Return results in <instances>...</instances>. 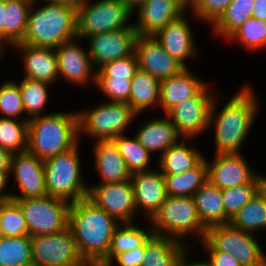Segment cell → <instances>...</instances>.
<instances>
[{"label": "cell", "mask_w": 266, "mask_h": 266, "mask_svg": "<svg viewBox=\"0 0 266 266\" xmlns=\"http://www.w3.org/2000/svg\"><path fill=\"white\" fill-rule=\"evenodd\" d=\"M119 222L88 197L70 205L69 224L78 251L86 263H100L108 253Z\"/></svg>", "instance_id": "cell-1"}, {"label": "cell", "mask_w": 266, "mask_h": 266, "mask_svg": "<svg viewBox=\"0 0 266 266\" xmlns=\"http://www.w3.org/2000/svg\"><path fill=\"white\" fill-rule=\"evenodd\" d=\"M249 86L241 88L215 115L218 99L211 105L209 125L215 123V154H239L240 146L251 129L257 115V100ZM215 116V117H214Z\"/></svg>", "instance_id": "cell-2"}, {"label": "cell", "mask_w": 266, "mask_h": 266, "mask_svg": "<svg viewBox=\"0 0 266 266\" xmlns=\"http://www.w3.org/2000/svg\"><path fill=\"white\" fill-rule=\"evenodd\" d=\"M34 6L33 1L22 44L55 49L77 38V7L46 2L43 7L32 10Z\"/></svg>", "instance_id": "cell-3"}, {"label": "cell", "mask_w": 266, "mask_h": 266, "mask_svg": "<svg viewBox=\"0 0 266 266\" xmlns=\"http://www.w3.org/2000/svg\"><path fill=\"white\" fill-rule=\"evenodd\" d=\"M78 113H50L29 119L27 151L41 160L72 149L79 142Z\"/></svg>", "instance_id": "cell-4"}, {"label": "cell", "mask_w": 266, "mask_h": 266, "mask_svg": "<svg viewBox=\"0 0 266 266\" xmlns=\"http://www.w3.org/2000/svg\"><path fill=\"white\" fill-rule=\"evenodd\" d=\"M78 147L79 142L72 149L43 160L48 195L70 204L87 197L89 189L80 173Z\"/></svg>", "instance_id": "cell-5"}, {"label": "cell", "mask_w": 266, "mask_h": 266, "mask_svg": "<svg viewBox=\"0 0 266 266\" xmlns=\"http://www.w3.org/2000/svg\"><path fill=\"white\" fill-rule=\"evenodd\" d=\"M151 220L153 233L159 236L178 241L188 233L197 234L200 241L205 237L206 228L200 221L193 196H167Z\"/></svg>", "instance_id": "cell-6"}, {"label": "cell", "mask_w": 266, "mask_h": 266, "mask_svg": "<svg viewBox=\"0 0 266 266\" xmlns=\"http://www.w3.org/2000/svg\"><path fill=\"white\" fill-rule=\"evenodd\" d=\"M255 238L230 224L213 225L206 228L202 245L207 251L231 254L242 266H266V256Z\"/></svg>", "instance_id": "cell-7"}, {"label": "cell", "mask_w": 266, "mask_h": 266, "mask_svg": "<svg viewBox=\"0 0 266 266\" xmlns=\"http://www.w3.org/2000/svg\"><path fill=\"white\" fill-rule=\"evenodd\" d=\"M82 0L77 7V38L91 37L119 29H134L127 25L133 11L124 0H98L87 4Z\"/></svg>", "instance_id": "cell-8"}, {"label": "cell", "mask_w": 266, "mask_h": 266, "mask_svg": "<svg viewBox=\"0 0 266 266\" xmlns=\"http://www.w3.org/2000/svg\"><path fill=\"white\" fill-rule=\"evenodd\" d=\"M78 113L79 133L94 136L96 141H108L123 135L133 118L138 116L128 103L106 102L91 111Z\"/></svg>", "instance_id": "cell-9"}, {"label": "cell", "mask_w": 266, "mask_h": 266, "mask_svg": "<svg viewBox=\"0 0 266 266\" xmlns=\"http://www.w3.org/2000/svg\"><path fill=\"white\" fill-rule=\"evenodd\" d=\"M15 201L23 211L29 236L55 234L68 228L69 202L50 195Z\"/></svg>", "instance_id": "cell-10"}, {"label": "cell", "mask_w": 266, "mask_h": 266, "mask_svg": "<svg viewBox=\"0 0 266 266\" xmlns=\"http://www.w3.org/2000/svg\"><path fill=\"white\" fill-rule=\"evenodd\" d=\"M31 251L32 261L40 266H82L86 263L69 227L55 234L31 236Z\"/></svg>", "instance_id": "cell-11"}, {"label": "cell", "mask_w": 266, "mask_h": 266, "mask_svg": "<svg viewBox=\"0 0 266 266\" xmlns=\"http://www.w3.org/2000/svg\"><path fill=\"white\" fill-rule=\"evenodd\" d=\"M207 86L205 84L193 97L178 102L166 113L184 139H192L210 127V109L215 96L208 92Z\"/></svg>", "instance_id": "cell-12"}, {"label": "cell", "mask_w": 266, "mask_h": 266, "mask_svg": "<svg viewBox=\"0 0 266 266\" xmlns=\"http://www.w3.org/2000/svg\"><path fill=\"white\" fill-rule=\"evenodd\" d=\"M87 197L118 222L132 223L137 209L131 180L94 185Z\"/></svg>", "instance_id": "cell-13"}, {"label": "cell", "mask_w": 266, "mask_h": 266, "mask_svg": "<svg viewBox=\"0 0 266 266\" xmlns=\"http://www.w3.org/2000/svg\"><path fill=\"white\" fill-rule=\"evenodd\" d=\"M134 53L139 69L159 81L178 75L186 68L166 52L154 36L137 35Z\"/></svg>", "instance_id": "cell-14"}, {"label": "cell", "mask_w": 266, "mask_h": 266, "mask_svg": "<svg viewBox=\"0 0 266 266\" xmlns=\"http://www.w3.org/2000/svg\"><path fill=\"white\" fill-rule=\"evenodd\" d=\"M11 173L14 174L21 193L11 195V199L20 200L48 195L43 160L34 154L27 150L12 154L9 174Z\"/></svg>", "instance_id": "cell-15"}, {"label": "cell", "mask_w": 266, "mask_h": 266, "mask_svg": "<svg viewBox=\"0 0 266 266\" xmlns=\"http://www.w3.org/2000/svg\"><path fill=\"white\" fill-rule=\"evenodd\" d=\"M135 29H119L87 37L90 42L89 55L96 67L134 53L137 37Z\"/></svg>", "instance_id": "cell-16"}, {"label": "cell", "mask_w": 266, "mask_h": 266, "mask_svg": "<svg viewBox=\"0 0 266 266\" xmlns=\"http://www.w3.org/2000/svg\"><path fill=\"white\" fill-rule=\"evenodd\" d=\"M188 8L179 0H145L138 6V23H132L140 36H154Z\"/></svg>", "instance_id": "cell-17"}, {"label": "cell", "mask_w": 266, "mask_h": 266, "mask_svg": "<svg viewBox=\"0 0 266 266\" xmlns=\"http://www.w3.org/2000/svg\"><path fill=\"white\" fill-rule=\"evenodd\" d=\"M239 154H215L208 165V179L221 190L241 184H257V175Z\"/></svg>", "instance_id": "cell-18"}, {"label": "cell", "mask_w": 266, "mask_h": 266, "mask_svg": "<svg viewBox=\"0 0 266 266\" xmlns=\"http://www.w3.org/2000/svg\"><path fill=\"white\" fill-rule=\"evenodd\" d=\"M76 39L78 38L66 41L55 48L58 74L70 83L82 85L89 80L95 83L96 71H92V59L89 53L76 43Z\"/></svg>", "instance_id": "cell-19"}, {"label": "cell", "mask_w": 266, "mask_h": 266, "mask_svg": "<svg viewBox=\"0 0 266 266\" xmlns=\"http://www.w3.org/2000/svg\"><path fill=\"white\" fill-rule=\"evenodd\" d=\"M130 180L136 209L143 208L151 220L167 197L163 174L156 170L135 172L131 174Z\"/></svg>", "instance_id": "cell-20"}, {"label": "cell", "mask_w": 266, "mask_h": 266, "mask_svg": "<svg viewBox=\"0 0 266 266\" xmlns=\"http://www.w3.org/2000/svg\"><path fill=\"white\" fill-rule=\"evenodd\" d=\"M154 37L166 52L181 62L186 68L188 66L185 65V60L197 54L190 24L183 14L168 23Z\"/></svg>", "instance_id": "cell-21"}, {"label": "cell", "mask_w": 266, "mask_h": 266, "mask_svg": "<svg viewBox=\"0 0 266 266\" xmlns=\"http://www.w3.org/2000/svg\"><path fill=\"white\" fill-rule=\"evenodd\" d=\"M14 48L23 53L25 77L51 84L58 79V63L55 49L34 47L18 43Z\"/></svg>", "instance_id": "cell-22"}, {"label": "cell", "mask_w": 266, "mask_h": 266, "mask_svg": "<svg viewBox=\"0 0 266 266\" xmlns=\"http://www.w3.org/2000/svg\"><path fill=\"white\" fill-rule=\"evenodd\" d=\"M94 146L95 167L102 178L101 184L130 180L131 173L112 140L96 141Z\"/></svg>", "instance_id": "cell-23"}, {"label": "cell", "mask_w": 266, "mask_h": 266, "mask_svg": "<svg viewBox=\"0 0 266 266\" xmlns=\"http://www.w3.org/2000/svg\"><path fill=\"white\" fill-rule=\"evenodd\" d=\"M196 209L202 225L229 224L230 218L225 214L221 189L209 179L194 193Z\"/></svg>", "instance_id": "cell-24"}, {"label": "cell", "mask_w": 266, "mask_h": 266, "mask_svg": "<svg viewBox=\"0 0 266 266\" xmlns=\"http://www.w3.org/2000/svg\"><path fill=\"white\" fill-rule=\"evenodd\" d=\"M206 83L185 68L180 74L160 81V103L165 114L178 102L193 97Z\"/></svg>", "instance_id": "cell-25"}, {"label": "cell", "mask_w": 266, "mask_h": 266, "mask_svg": "<svg viewBox=\"0 0 266 266\" xmlns=\"http://www.w3.org/2000/svg\"><path fill=\"white\" fill-rule=\"evenodd\" d=\"M180 135L175 125L166 116V118L153 119L145 126H141L135 137L138 142L150 153L155 151H166L170 146L178 143Z\"/></svg>", "instance_id": "cell-26"}, {"label": "cell", "mask_w": 266, "mask_h": 266, "mask_svg": "<svg viewBox=\"0 0 266 266\" xmlns=\"http://www.w3.org/2000/svg\"><path fill=\"white\" fill-rule=\"evenodd\" d=\"M176 239L153 234L146 242L141 266H178L187 247Z\"/></svg>", "instance_id": "cell-27"}, {"label": "cell", "mask_w": 266, "mask_h": 266, "mask_svg": "<svg viewBox=\"0 0 266 266\" xmlns=\"http://www.w3.org/2000/svg\"><path fill=\"white\" fill-rule=\"evenodd\" d=\"M170 146L159 157V166L163 175H180L195 167L204 157L195 148H189L186 141ZM185 141V142H184Z\"/></svg>", "instance_id": "cell-28"}, {"label": "cell", "mask_w": 266, "mask_h": 266, "mask_svg": "<svg viewBox=\"0 0 266 266\" xmlns=\"http://www.w3.org/2000/svg\"><path fill=\"white\" fill-rule=\"evenodd\" d=\"M152 228L145 232L142 228L135 227L132 223H124L115 229L110 241L107 256L99 263L101 266H111L114 257L122 252L130 251L143 246L153 235Z\"/></svg>", "instance_id": "cell-29"}, {"label": "cell", "mask_w": 266, "mask_h": 266, "mask_svg": "<svg viewBox=\"0 0 266 266\" xmlns=\"http://www.w3.org/2000/svg\"><path fill=\"white\" fill-rule=\"evenodd\" d=\"M159 103L160 81L148 72L138 69L131 80L129 105L139 115L147 107H157Z\"/></svg>", "instance_id": "cell-30"}, {"label": "cell", "mask_w": 266, "mask_h": 266, "mask_svg": "<svg viewBox=\"0 0 266 266\" xmlns=\"http://www.w3.org/2000/svg\"><path fill=\"white\" fill-rule=\"evenodd\" d=\"M167 196L191 197L208 180V165L203 158L195 167L180 175H163Z\"/></svg>", "instance_id": "cell-31"}, {"label": "cell", "mask_w": 266, "mask_h": 266, "mask_svg": "<svg viewBox=\"0 0 266 266\" xmlns=\"http://www.w3.org/2000/svg\"><path fill=\"white\" fill-rule=\"evenodd\" d=\"M34 0H5L4 42L11 46L25 37L28 14Z\"/></svg>", "instance_id": "cell-32"}, {"label": "cell", "mask_w": 266, "mask_h": 266, "mask_svg": "<svg viewBox=\"0 0 266 266\" xmlns=\"http://www.w3.org/2000/svg\"><path fill=\"white\" fill-rule=\"evenodd\" d=\"M255 0H232L224 13L213 24L214 32L225 39L252 16Z\"/></svg>", "instance_id": "cell-33"}, {"label": "cell", "mask_w": 266, "mask_h": 266, "mask_svg": "<svg viewBox=\"0 0 266 266\" xmlns=\"http://www.w3.org/2000/svg\"><path fill=\"white\" fill-rule=\"evenodd\" d=\"M234 228L253 233V230L266 229V204L256 193L229 221Z\"/></svg>", "instance_id": "cell-34"}, {"label": "cell", "mask_w": 266, "mask_h": 266, "mask_svg": "<svg viewBox=\"0 0 266 266\" xmlns=\"http://www.w3.org/2000/svg\"><path fill=\"white\" fill-rule=\"evenodd\" d=\"M20 120L0 116V147L11 154L27 150L29 118Z\"/></svg>", "instance_id": "cell-35"}, {"label": "cell", "mask_w": 266, "mask_h": 266, "mask_svg": "<svg viewBox=\"0 0 266 266\" xmlns=\"http://www.w3.org/2000/svg\"><path fill=\"white\" fill-rule=\"evenodd\" d=\"M31 261V236H0V266H22Z\"/></svg>", "instance_id": "cell-36"}, {"label": "cell", "mask_w": 266, "mask_h": 266, "mask_svg": "<svg viewBox=\"0 0 266 266\" xmlns=\"http://www.w3.org/2000/svg\"><path fill=\"white\" fill-rule=\"evenodd\" d=\"M112 141L117 146L119 154L131 174L151 170L148 168L151 154L138 142L135 136L130 139L120 135Z\"/></svg>", "instance_id": "cell-37"}, {"label": "cell", "mask_w": 266, "mask_h": 266, "mask_svg": "<svg viewBox=\"0 0 266 266\" xmlns=\"http://www.w3.org/2000/svg\"><path fill=\"white\" fill-rule=\"evenodd\" d=\"M48 85L50 84L26 77L19 84L24 110L29 115V119L39 116V113L45 108L48 98Z\"/></svg>", "instance_id": "cell-38"}, {"label": "cell", "mask_w": 266, "mask_h": 266, "mask_svg": "<svg viewBox=\"0 0 266 266\" xmlns=\"http://www.w3.org/2000/svg\"><path fill=\"white\" fill-rule=\"evenodd\" d=\"M23 235H29L23 211L15 200H4L0 206V236Z\"/></svg>", "instance_id": "cell-39"}, {"label": "cell", "mask_w": 266, "mask_h": 266, "mask_svg": "<svg viewBox=\"0 0 266 266\" xmlns=\"http://www.w3.org/2000/svg\"><path fill=\"white\" fill-rule=\"evenodd\" d=\"M227 39L240 41L248 50L266 47V21L251 16Z\"/></svg>", "instance_id": "cell-40"}, {"label": "cell", "mask_w": 266, "mask_h": 266, "mask_svg": "<svg viewBox=\"0 0 266 266\" xmlns=\"http://www.w3.org/2000/svg\"><path fill=\"white\" fill-rule=\"evenodd\" d=\"M225 214L231 219L257 193V184H241L221 190Z\"/></svg>", "instance_id": "cell-41"}, {"label": "cell", "mask_w": 266, "mask_h": 266, "mask_svg": "<svg viewBox=\"0 0 266 266\" xmlns=\"http://www.w3.org/2000/svg\"><path fill=\"white\" fill-rule=\"evenodd\" d=\"M0 112L6 118L18 119L25 113L19 84L9 81L0 87Z\"/></svg>", "instance_id": "cell-42"}, {"label": "cell", "mask_w": 266, "mask_h": 266, "mask_svg": "<svg viewBox=\"0 0 266 266\" xmlns=\"http://www.w3.org/2000/svg\"><path fill=\"white\" fill-rule=\"evenodd\" d=\"M139 69L135 53L116 59L97 68L96 78H126L133 79Z\"/></svg>", "instance_id": "cell-43"}, {"label": "cell", "mask_w": 266, "mask_h": 266, "mask_svg": "<svg viewBox=\"0 0 266 266\" xmlns=\"http://www.w3.org/2000/svg\"><path fill=\"white\" fill-rule=\"evenodd\" d=\"M131 80L126 78H96L95 83L109 99V102L129 104Z\"/></svg>", "instance_id": "cell-44"}, {"label": "cell", "mask_w": 266, "mask_h": 266, "mask_svg": "<svg viewBox=\"0 0 266 266\" xmlns=\"http://www.w3.org/2000/svg\"><path fill=\"white\" fill-rule=\"evenodd\" d=\"M231 1L232 0H195L190 7H192V10H194L198 18L214 24L224 13Z\"/></svg>", "instance_id": "cell-45"}, {"label": "cell", "mask_w": 266, "mask_h": 266, "mask_svg": "<svg viewBox=\"0 0 266 266\" xmlns=\"http://www.w3.org/2000/svg\"><path fill=\"white\" fill-rule=\"evenodd\" d=\"M145 248L146 243L139 248L119 253L114 258L118 266H141L144 260Z\"/></svg>", "instance_id": "cell-46"}, {"label": "cell", "mask_w": 266, "mask_h": 266, "mask_svg": "<svg viewBox=\"0 0 266 266\" xmlns=\"http://www.w3.org/2000/svg\"><path fill=\"white\" fill-rule=\"evenodd\" d=\"M209 253L210 266H242L231 254L220 251H207Z\"/></svg>", "instance_id": "cell-47"}, {"label": "cell", "mask_w": 266, "mask_h": 266, "mask_svg": "<svg viewBox=\"0 0 266 266\" xmlns=\"http://www.w3.org/2000/svg\"><path fill=\"white\" fill-rule=\"evenodd\" d=\"M252 17L266 21V0H255Z\"/></svg>", "instance_id": "cell-48"}, {"label": "cell", "mask_w": 266, "mask_h": 266, "mask_svg": "<svg viewBox=\"0 0 266 266\" xmlns=\"http://www.w3.org/2000/svg\"><path fill=\"white\" fill-rule=\"evenodd\" d=\"M9 175V169H0V198L4 200L11 199L12 195L8 193H2V191H4L6 188Z\"/></svg>", "instance_id": "cell-49"}, {"label": "cell", "mask_w": 266, "mask_h": 266, "mask_svg": "<svg viewBox=\"0 0 266 266\" xmlns=\"http://www.w3.org/2000/svg\"><path fill=\"white\" fill-rule=\"evenodd\" d=\"M11 156L8 150L0 147V169H10Z\"/></svg>", "instance_id": "cell-50"}, {"label": "cell", "mask_w": 266, "mask_h": 266, "mask_svg": "<svg viewBox=\"0 0 266 266\" xmlns=\"http://www.w3.org/2000/svg\"><path fill=\"white\" fill-rule=\"evenodd\" d=\"M257 193L262 197L266 204V176L257 175Z\"/></svg>", "instance_id": "cell-51"}, {"label": "cell", "mask_w": 266, "mask_h": 266, "mask_svg": "<svg viewBox=\"0 0 266 266\" xmlns=\"http://www.w3.org/2000/svg\"><path fill=\"white\" fill-rule=\"evenodd\" d=\"M5 0H0V39L4 42Z\"/></svg>", "instance_id": "cell-52"}, {"label": "cell", "mask_w": 266, "mask_h": 266, "mask_svg": "<svg viewBox=\"0 0 266 266\" xmlns=\"http://www.w3.org/2000/svg\"><path fill=\"white\" fill-rule=\"evenodd\" d=\"M187 253H184L178 263V266H210L207 261H200V262H188L187 257H185Z\"/></svg>", "instance_id": "cell-53"}, {"label": "cell", "mask_w": 266, "mask_h": 266, "mask_svg": "<svg viewBox=\"0 0 266 266\" xmlns=\"http://www.w3.org/2000/svg\"><path fill=\"white\" fill-rule=\"evenodd\" d=\"M36 1V0H34ZM47 2L61 3L69 6L78 7L82 0H46Z\"/></svg>", "instance_id": "cell-54"}, {"label": "cell", "mask_w": 266, "mask_h": 266, "mask_svg": "<svg viewBox=\"0 0 266 266\" xmlns=\"http://www.w3.org/2000/svg\"><path fill=\"white\" fill-rule=\"evenodd\" d=\"M125 3L129 6V8L134 11V9L143 3L145 0H124ZM135 7V8H134Z\"/></svg>", "instance_id": "cell-55"}, {"label": "cell", "mask_w": 266, "mask_h": 266, "mask_svg": "<svg viewBox=\"0 0 266 266\" xmlns=\"http://www.w3.org/2000/svg\"><path fill=\"white\" fill-rule=\"evenodd\" d=\"M180 2H182L187 8H189V6H191L195 0H179Z\"/></svg>", "instance_id": "cell-56"}, {"label": "cell", "mask_w": 266, "mask_h": 266, "mask_svg": "<svg viewBox=\"0 0 266 266\" xmlns=\"http://www.w3.org/2000/svg\"><path fill=\"white\" fill-rule=\"evenodd\" d=\"M22 266H40V265L37 264L36 262L31 261V262H29V263H27V264H24V265H22Z\"/></svg>", "instance_id": "cell-57"}, {"label": "cell", "mask_w": 266, "mask_h": 266, "mask_svg": "<svg viewBox=\"0 0 266 266\" xmlns=\"http://www.w3.org/2000/svg\"><path fill=\"white\" fill-rule=\"evenodd\" d=\"M82 266H101L99 263H85Z\"/></svg>", "instance_id": "cell-58"}, {"label": "cell", "mask_w": 266, "mask_h": 266, "mask_svg": "<svg viewBox=\"0 0 266 266\" xmlns=\"http://www.w3.org/2000/svg\"><path fill=\"white\" fill-rule=\"evenodd\" d=\"M3 43H4V42L0 39V57L2 56L1 53H2V49H3V48H2V47H3V46H2Z\"/></svg>", "instance_id": "cell-59"}, {"label": "cell", "mask_w": 266, "mask_h": 266, "mask_svg": "<svg viewBox=\"0 0 266 266\" xmlns=\"http://www.w3.org/2000/svg\"><path fill=\"white\" fill-rule=\"evenodd\" d=\"M3 201H4V199H1V198H0V206H1V204L3 203Z\"/></svg>", "instance_id": "cell-60"}]
</instances>
